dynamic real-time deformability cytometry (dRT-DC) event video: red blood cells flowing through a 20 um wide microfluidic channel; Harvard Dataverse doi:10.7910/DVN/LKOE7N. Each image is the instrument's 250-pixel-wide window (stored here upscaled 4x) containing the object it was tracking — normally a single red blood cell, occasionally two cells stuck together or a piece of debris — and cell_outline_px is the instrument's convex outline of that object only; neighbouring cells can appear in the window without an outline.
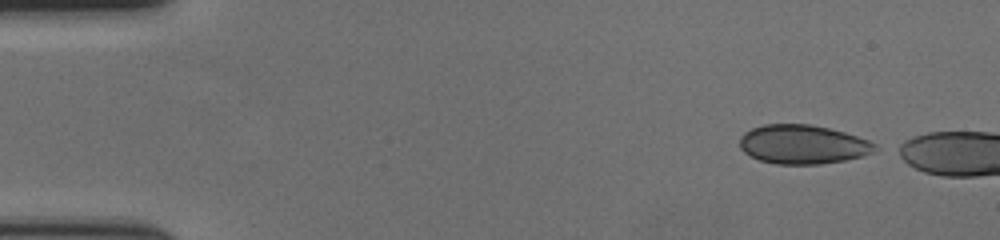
{"species": "human", "species_latin": "Homo sapiens", "temperature_condition": "cold", "stored_images_in_passage": 48, "camera_frame_rate_fps": 3000, "um_per_image_px": 0.085, "donor": {"sex": "female"}, "frame": {"image": 1, "passage_image": 1, "time_ms": 0.0, "image_size_px": [1000, 240], "cell_outline_px": [[880, 148], [864, 156], [844, 160], [820, 164], [776, 164], [760, 160], [744, 152], [740, 148], [740, 136], [744, 132], [752, 128], [764, 124], [808, 124], [828, 128], [844, 132], [868, 140], [876, 144]], "centroid_in_image_um": [68.24, 12.27], "position_along_channel_um": 16.8, "area_um2": 30.75}}
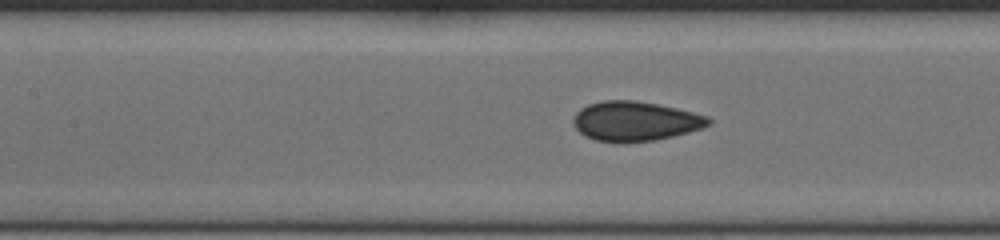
{"frame": {"image": 2, "passage_image": 22, "time_ms": 7.0, "image_size_px": [1000, 240], "cell_outline_px": [[712, 124], [688, 132], [672, 136], [652, 140], [596, 140], [584, 136], [572, 124], [572, 120], [576, 112], [580, 108], [588, 104], [604, 100], [636, 100], [676, 108], [708, 116], [712, 120]], "centroid_in_image_um": [53.98, 10.26], "position_along_channel_um": 153.4, "area_um2": 30.58}}
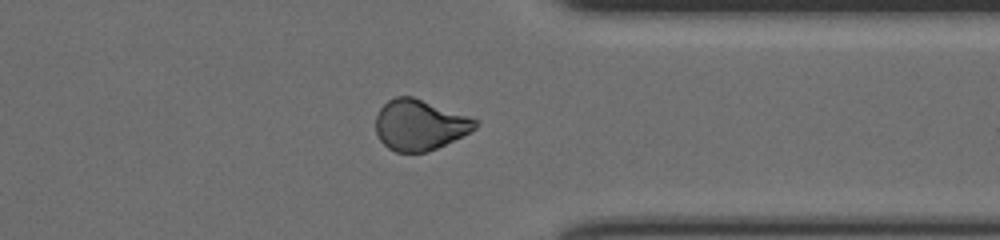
{"frame": {"image": 3, "passage_image": 41, "time_ms": 13.333, "image_size_px": [1000, 240], "cell_outline_px": [[480, 124], [476, 128], [428, 152], [396, 152], [388, 148], [380, 140], [376, 132], [376, 116], [380, 108], [388, 100], [396, 96], [412, 96], [480, 120]], "centroid_in_image_um": [35.66, 10.61], "position_along_channel_um": 375.7, "area_um2": 29.19}}